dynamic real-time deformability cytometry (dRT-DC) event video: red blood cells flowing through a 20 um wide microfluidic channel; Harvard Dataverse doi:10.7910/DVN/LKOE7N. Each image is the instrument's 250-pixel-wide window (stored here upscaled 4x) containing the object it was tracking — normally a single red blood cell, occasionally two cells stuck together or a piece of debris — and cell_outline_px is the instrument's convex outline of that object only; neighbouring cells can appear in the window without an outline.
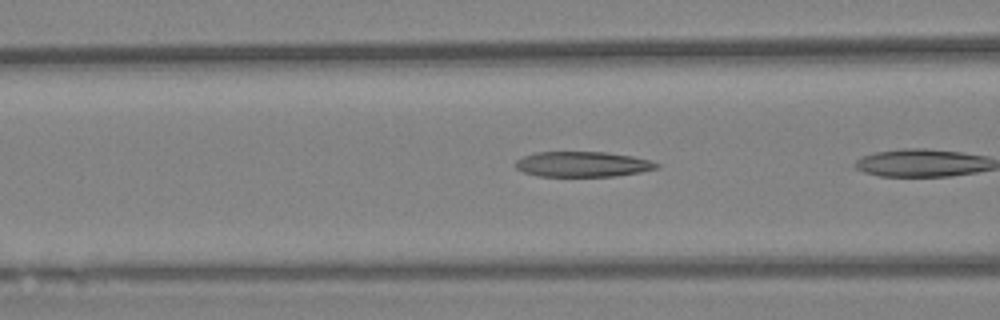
{"species": "Egyptian fruit bat (a non-hibernating species)", "species_latin": "Rousettus aegyptiacus", "temperature_condition": "warm", "stored_images_in_passage": 5, "camera_frame_rate_fps": 3000, "um_per_image_px": 0.085, "animal": {"sex": "female"}, "frame": {"image": 1, "passage_image": 4, "time_ms": 1.0, "image_size_px": [1000, 320], "cell_outline_px": [[660, 164], [656, 168], [640, 172], [616, 176], [540, 176], [524, 172], [516, 168], [512, 164], [516, 160], [524, 156], [536, 152], [604, 152], [632, 156], [652, 160]], "centroid_in_image_um": [49.51, 13.95], "position_along_channel_um": 117.1, "area_um2": 20.81}}